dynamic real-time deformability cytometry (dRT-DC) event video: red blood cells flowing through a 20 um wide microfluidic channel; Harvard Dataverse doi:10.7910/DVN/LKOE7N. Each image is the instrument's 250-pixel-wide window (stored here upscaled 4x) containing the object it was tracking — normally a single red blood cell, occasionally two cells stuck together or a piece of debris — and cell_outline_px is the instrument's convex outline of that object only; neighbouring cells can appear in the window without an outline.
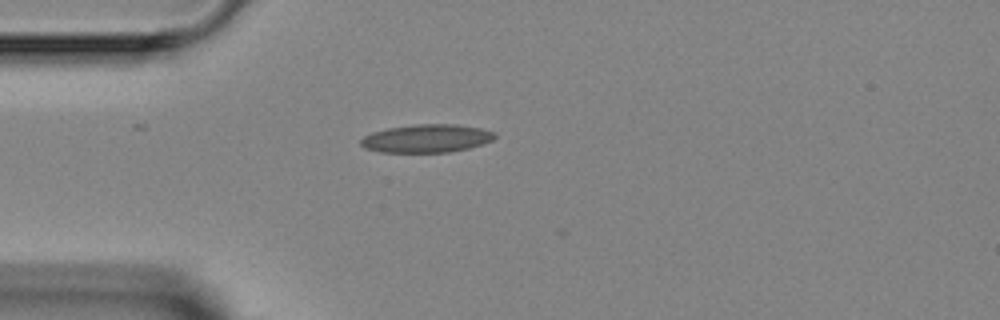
{"species": "Egyptian fruit bat (a non-hibernating species)", "species_latin": "Rousettus aegyptiacus", "temperature_condition": "room temperature", "stored_images_in_passage": 3, "camera_frame_rate_fps": 3000, "um_per_image_px": 0.085, "animal": {"sex": "female"}, "frame": {"image": 1, "passage_image": 1, "time_ms": 0.0, "image_size_px": [1000, 320], "cell_outline_px": [[496, 136], [492, 140], [468, 148], [448, 152], [380, 152], [364, 148], [360, 144], [360, 140], [364, 136], [372, 132], [388, 128], [416, 124], [456, 124], [480, 128], [496, 132]], "centroid_in_image_um": [36.24, 11.76], "position_along_channel_um": 48.8, "area_um2": 21.91}}
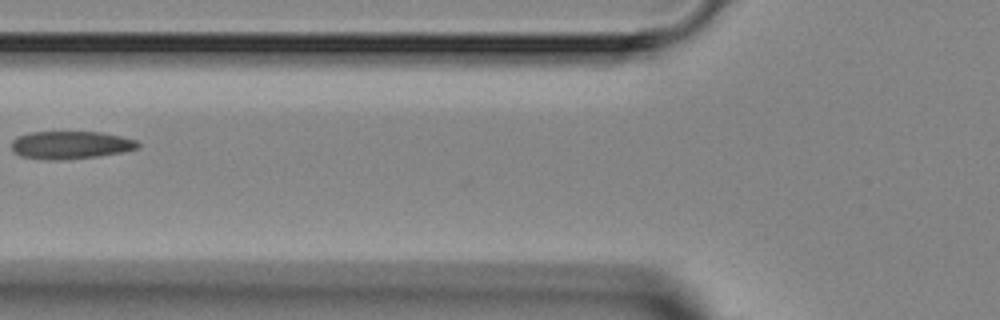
{"frame": {"image": 2, "passage_image": 3, "time_ms": 2.0, "image_size_px": [1000, 320], "cell_outline_px": [[140, 148], [124, 152], [96, 156], [64, 160], [48, 160], [20, 156], [12, 152], [12, 140], [28, 132], [100, 132], [120, 136], [136, 140], [140, 144]], "centroid_in_image_um": [6.0, 12.33], "position_along_channel_um": 119.8, "area_um2": 20.58}}